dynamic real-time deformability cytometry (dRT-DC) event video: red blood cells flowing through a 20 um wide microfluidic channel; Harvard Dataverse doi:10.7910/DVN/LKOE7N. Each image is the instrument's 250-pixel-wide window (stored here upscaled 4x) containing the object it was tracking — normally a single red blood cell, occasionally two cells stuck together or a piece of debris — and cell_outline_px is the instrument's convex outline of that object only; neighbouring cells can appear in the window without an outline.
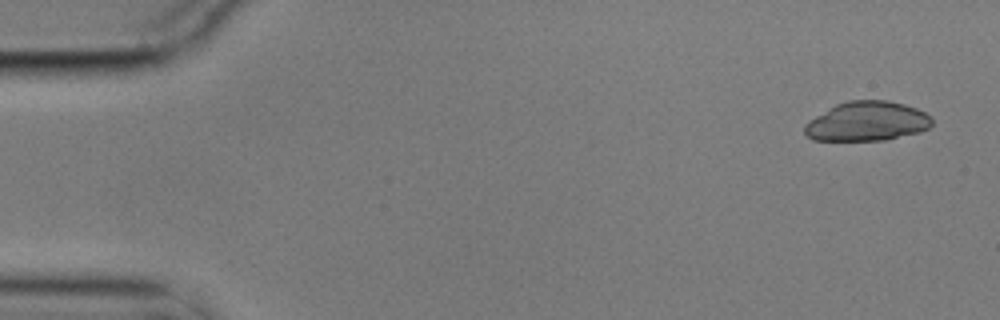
{"species": "common noctule bat (a hibernating species)", "species_latin": "Nyctalus noctula", "temperature_condition": "cold", "stored_images_in_passage": 4, "camera_frame_rate_fps": 3000, "um_per_image_px": 0.085, "animal": {"sex": "male", "body_mass_g": 17.9}, "frame": {"image": 1, "passage_image": 1, "time_ms": 0.0, "image_size_px": [1000, 320], "cell_outline_px": [[932, 124], [928, 128], [920, 132], [884, 140], [812, 140], [804, 132], [804, 124], [808, 120], [836, 104], [848, 100], [888, 100], [904, 104], [916, 108], [924, 112], [932, 120]], "centroid_in_image_um": [73.67, 10.31], "position_along_channel_um": 11.3, "area_um2": 29.25}}